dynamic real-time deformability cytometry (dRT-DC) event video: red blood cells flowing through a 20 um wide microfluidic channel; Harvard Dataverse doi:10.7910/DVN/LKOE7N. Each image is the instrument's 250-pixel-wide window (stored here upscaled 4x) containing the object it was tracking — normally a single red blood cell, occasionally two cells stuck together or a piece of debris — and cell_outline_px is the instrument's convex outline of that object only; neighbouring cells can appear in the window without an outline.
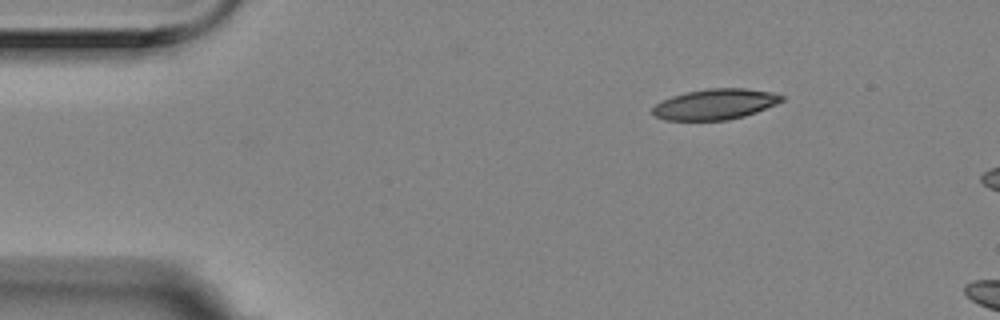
{"species": "Egyptian fruit bat (a non-hibernating species)", "species_latin": "Rousettus aegyptiacus", "temperature_condition": "room temperature", "stored_images_in_passage": 3, "camera_frame_rate_fps": 3000, "um_per_image_px": 0.085, "animal": {"sex": "female"}, "frame": {"image": 1, "passage_image": 1, "time_ms": 0.0, "image_size_px": [1000, 320], "cell_outline_px": [[784, 100], [776, 104], [756, 112], [744, 116], [728, 120], [664, 120], [656, 116], [652, 112], [652, 108], [656, 104], [672, 96], [688, 92], [708, 88], [744, 88], [772, 92], [784, 96]], "centroid_in_image_um": [60.81, 8.86], "position_along_channel_um": 24.2, "area_um2": 22.89}}